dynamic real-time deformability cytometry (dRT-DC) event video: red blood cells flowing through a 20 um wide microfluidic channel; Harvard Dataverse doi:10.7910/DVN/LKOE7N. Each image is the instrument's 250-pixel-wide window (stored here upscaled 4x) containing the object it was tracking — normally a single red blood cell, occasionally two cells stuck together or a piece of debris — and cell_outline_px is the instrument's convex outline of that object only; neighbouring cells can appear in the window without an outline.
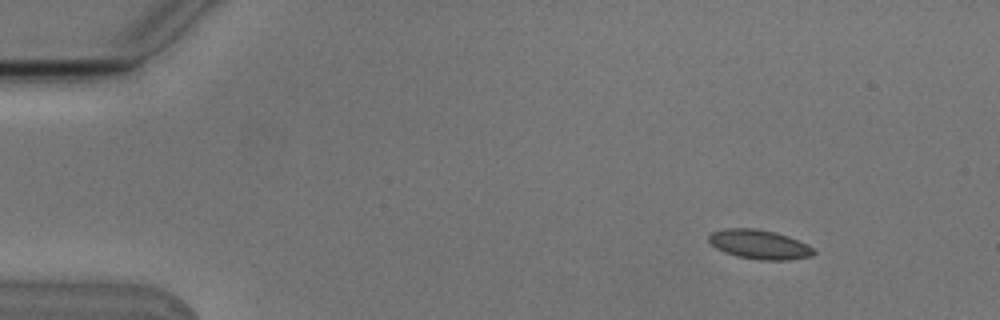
{"species": "Egyptian fruit bat (a non-hibernating species)", "species_latin": "Rousettus aegyptiacus", "temperature_condition": "cold", "stored_images_in_passage": 3, "camera_frame_rate_fps": 3000, "um_per_image_px": 0.085, "animal": {"sex": "male"}, "frame": {"image": 1, "passage_image": 1, "time_ms": 0.0, "image_size_px": [1000, 320], "cell_outline_px": [[816, 252], [812, 256], [792, 260], [756, 260], [736, 256], [724, 252], [716, 248], [708, 240], [708, 236], [712, 232], [724, 228], [752, 228], [776, 232], [788, 236], [808, 244]], "centroid_in_image_um": [64.55, 20.78], "position_along_channel_um": 20.4, "area_um2": 18.09}}